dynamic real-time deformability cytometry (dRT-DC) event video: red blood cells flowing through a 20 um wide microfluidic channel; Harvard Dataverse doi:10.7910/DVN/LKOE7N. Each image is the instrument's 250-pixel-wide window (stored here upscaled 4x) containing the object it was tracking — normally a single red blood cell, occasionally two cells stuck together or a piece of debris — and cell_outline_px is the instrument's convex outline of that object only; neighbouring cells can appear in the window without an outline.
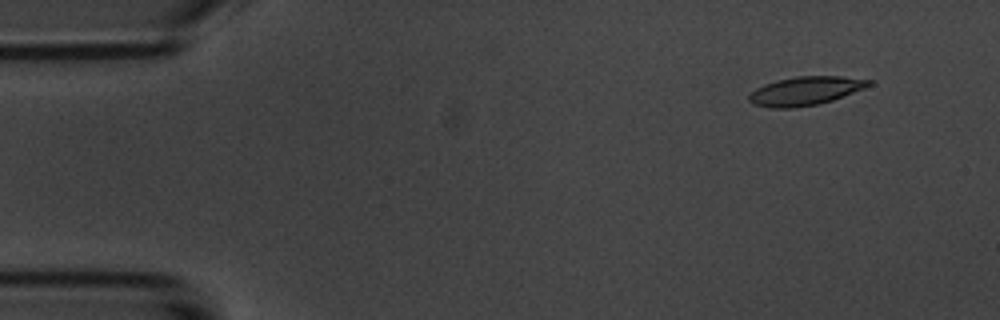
{"species": "common noctule bat (a hibernating species)", "species_latin": "Nyctalus noctula", "temperature_condition": "room temperature", "stored_images_in_passage": 5, "camera_frame_rate_fps": 3000, "um_per_image_px": 0.085, "animal": {"sex": "male", "body_mass_g": 20.1, "forearm_length_mm": 53.5}, "frame": {"image": 1, "passage_image": 2, "time_ms": 1.0, "image_size_px": [1000, 320], "cell_outline_px": [[872, 84], [864, 88], [832, 100], [820, 104], [792, 108], [768, 108], [756, 104], [748, 100], [748, 96], [756, 88], [764, 84], [776, 80], [796, 76], [840, 76], [872, 80]], "centroid_in_image_um": [68.44, 7.72], "position_along_channel_um": 16.6, "area_um2": 19.94}}
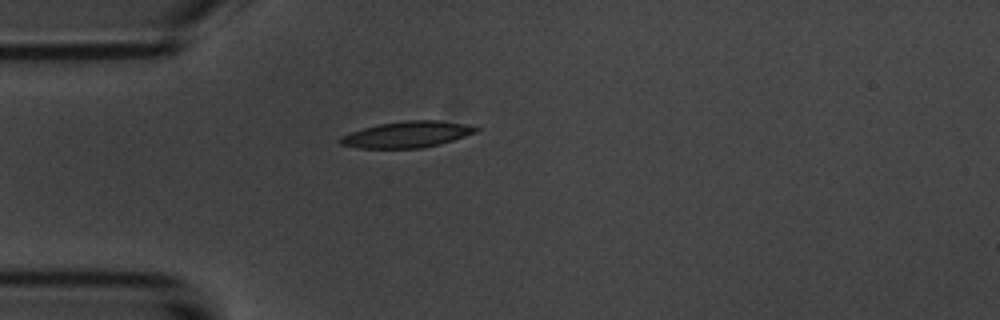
{"frame": {"image": 2, "passage_image": 5, "time_ms": 4.333, "image_size_px": [1000, 320], "cell_outline_px": [[480, 128], [476, 132], [440, 144], [424, 148], [360, 148], [340, 144], [336, 140], [340, 136], [364, 128], [380, 124], [404, 120], [436, 120], [464, 124]], "centroid_in_image_um": [34.57, 11.43], "position_along_channel_um": 50.4, "area_um2": 20.58}}